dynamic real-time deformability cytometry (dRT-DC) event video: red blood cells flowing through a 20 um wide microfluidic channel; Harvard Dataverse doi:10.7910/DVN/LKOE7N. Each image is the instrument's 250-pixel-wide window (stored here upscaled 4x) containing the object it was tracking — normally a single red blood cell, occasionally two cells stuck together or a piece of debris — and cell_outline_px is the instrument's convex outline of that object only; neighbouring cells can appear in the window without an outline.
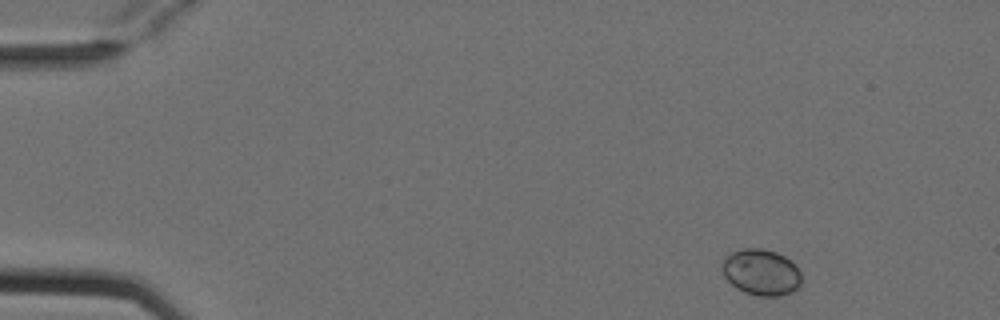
{"species": "Egyptian fruit bat (a non-hibernating species)", "species_latin": "Rousettus aegyptiacus", "temperature_condition": "cold", "stored_images_in_passage": 5, "camera_frame_rate_fps": 3000, "um_per_image_px": 0.085, "animal": {"sex": "female"}, "frame": {"image": 1, "passage_image": 1, "time_ms": 0.0, "image_size_px": [1000, 320], "cell_outline_px": [[800, 284], [792, 292], [780, 296], [760, 296], [744, 292], [736, 288], [724, 276], [720, 268], [720, 264], [724, 256], [732, 252], [744, 248], [764, 248], [776, 252], [784, 256], [800, 272]], "centroid_in_image_um": [64.64, 23.13], "position_along_channel_um": 20.4, "area_um2": 21.39}}
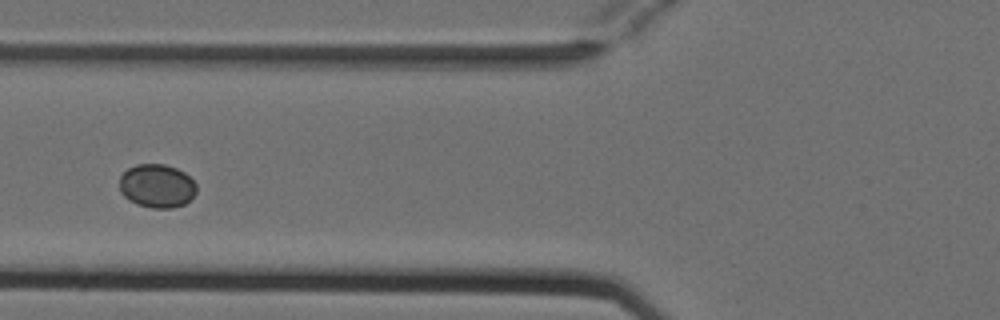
{"frame": {"image": 2, "passage_image": 5, "time_ms": 1.333, "image_size_px": [1000, 320], "cell_outline_px": [[196, 192], [184, 204], [172, 208], [152, 208], [136, 204], [128, 200], [120, 192], [120, 176], [128, 168], [136, 164], [164, 164], [176, 168], [184, 172], [196, 184]], "centroid_in_image_um": [13.31, 15.8], "position_along_channel_um": 112.5, "area_um2": 19.54}}